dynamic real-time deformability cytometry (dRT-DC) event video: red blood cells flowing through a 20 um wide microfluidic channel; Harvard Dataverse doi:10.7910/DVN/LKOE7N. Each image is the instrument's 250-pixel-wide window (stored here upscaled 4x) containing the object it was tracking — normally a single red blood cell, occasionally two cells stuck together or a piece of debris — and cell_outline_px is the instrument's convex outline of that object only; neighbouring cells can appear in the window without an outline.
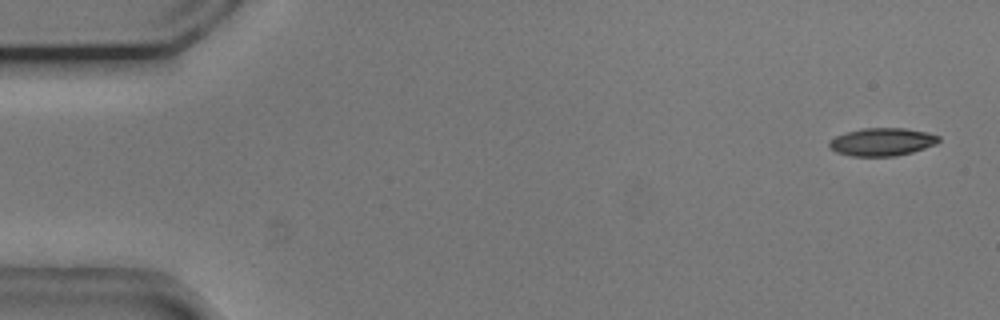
{"species": "common noctule bat (a hibernating species)", "species_latin": "Nyctalus noctula", "temperature_condition": "cold", "stored_images_in_passage": 3, "segment_of_instrument_passage": [2, 2], "camera_frame_rate_fps": 3000, "um_per_image_px": 0.085, "animal": {"sex": "male", "body_mass_g": 20.5, "forearm_length_mm": 52.5}, "frame": {"image": 1, "passage_image": 3, "time_ms": 0.667, "image_size_px": [1000, 320], "cell_outline_px": [[940, 140], [936, 144], [912, 152], [896, 156], [852, 156], [836, 152], [828, 144], [828, 140], [836, 136], [848, 132], [864, 128], [904, 128], [928, 132], [940, 136]], "centroid_in_image_um": [74.99, 12.06], "position_along_channel_um": 10.0, "area_um2": 17.74}}